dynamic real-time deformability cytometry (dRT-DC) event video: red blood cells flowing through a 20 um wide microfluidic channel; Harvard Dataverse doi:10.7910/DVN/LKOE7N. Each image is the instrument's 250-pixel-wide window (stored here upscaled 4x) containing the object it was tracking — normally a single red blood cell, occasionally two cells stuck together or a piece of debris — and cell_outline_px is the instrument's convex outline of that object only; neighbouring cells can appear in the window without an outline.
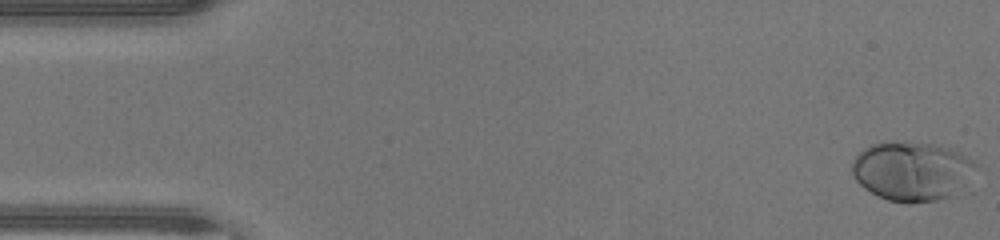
{"species": "human", "species_latin": "Homo sapiens", "temperature_condition": "warm", "stored_images_in_passage": 23, "camera_frame_rate_fps": 3000, "um_per_image_px": 0.085, "donor": {"sex": "male"}, "frame": {"image": 1, "passage_image": 1, "time_ms": 0.0, "image_size_px": [1000, 240], "cell_outline_px": [[984, 168], [952, 196], [936, 200], [908, 204], [888, 200], [864, 188], [856, 180], [852, 172], [852, 160], [864, 148], [872, 144], [932, 144], [948, 148], [980, 164]], "centroid_in_image_um": [77.6, 14.59], "position_along_channel_um": 7.4, "area_um2": 42.43}}
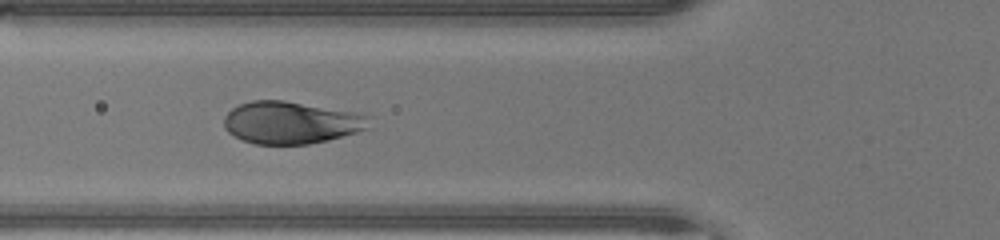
{"frame": {"image": 2, "passage_image": 17, "time_ms": 5.333, "image_size_px": [1000, 240], "cell_outline_px": [[372, 116], [368, 128], [356, 132], [328, 140], [308, 144], [252, 144], [228, 132], [224, 128], [224, 116], [232, 108], [240, 104], [252, 100], [284, 100], [356, 112]], "centroid_in_image_um": [24.75, 10.41], "position_along_channel_um": 101.1, "area_um2": 35.89}}
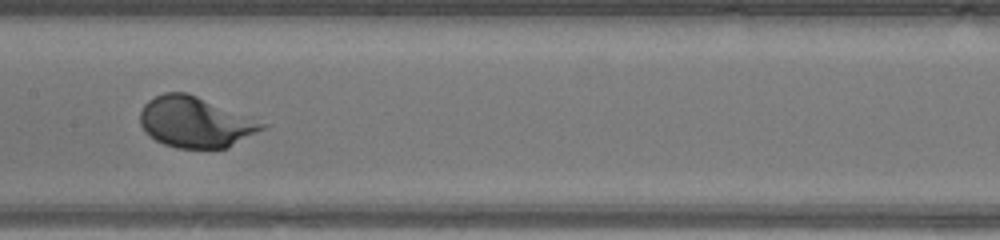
{"frame": {"image": 3, "passage_image": 23, "time_ms": 7.333, "image_size_px": [1000, 240], "cell_outline_px": [[268, 124], [264, 128], [228, 148], [176, 148], [164, 144], [156, 140], [144, 132], [140, 124], [140, 112], [144, 104], [148, 100], [164, 92], [188, 92]], "centroid_in_image_um": [16.57, 10.38], "position_along_channel_um": 190.8, "area_um2": 35.95}}